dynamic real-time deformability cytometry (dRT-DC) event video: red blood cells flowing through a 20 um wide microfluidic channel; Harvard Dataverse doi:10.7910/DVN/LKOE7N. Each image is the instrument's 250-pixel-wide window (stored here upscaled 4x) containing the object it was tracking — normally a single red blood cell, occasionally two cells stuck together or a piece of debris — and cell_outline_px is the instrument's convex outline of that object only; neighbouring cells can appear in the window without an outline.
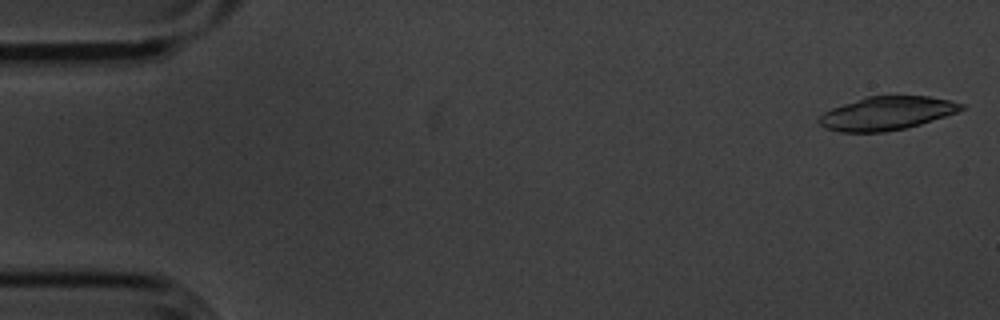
{"species": "common noctule bat (a hibernating species)", "species_latin": "Nyctalus noctula", "temperature_condition": "cold", "stored_images_in_passage": 8, "camera_frame_rate_fps": 3000, "um_per_image_px": 0.085, "animal": {"sex": "male", "body_mass_g": 20.1, "forearm_length_mm": 53.5}, "frame": {"image": 1, "passage_image": 1, "time_ms": 0.0, "image_size_px": [1000, 320], "cell_outline_px": [[964, 108], [956, 112], [920, 124], [904, 128], [884, 132], [840, 132], [824, 128], [816, 120], [824, 112], [832, 108], [868, 96], [928, 96], [948, 100], [964, 104]], "centroid_in_image_um": [75.33, 9.64], "position_along_channel_um": 9.7, "area_um2": 27.4}}